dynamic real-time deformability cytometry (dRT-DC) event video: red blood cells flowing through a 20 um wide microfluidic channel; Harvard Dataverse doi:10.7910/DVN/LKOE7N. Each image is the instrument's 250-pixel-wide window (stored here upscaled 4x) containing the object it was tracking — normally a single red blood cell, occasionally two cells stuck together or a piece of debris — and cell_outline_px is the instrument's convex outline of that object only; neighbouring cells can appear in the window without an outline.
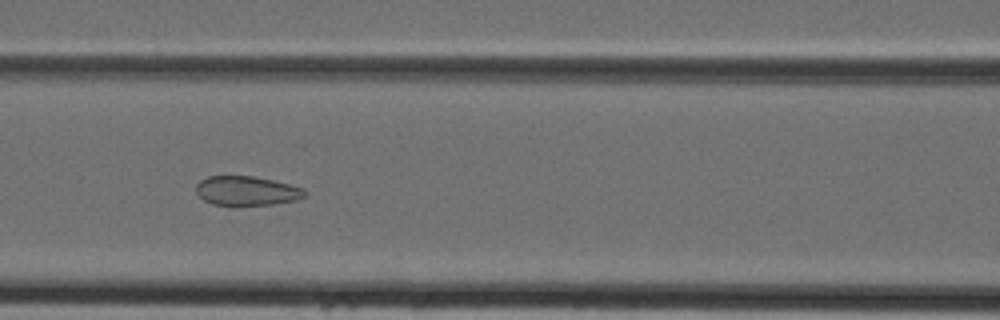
{"species": "Egyptian fruit bat (a non-hibernating species)", "species_latin": "Rousettus aegyptiacus", "temperature_condition": "cold", "stored_images_in_passage": 38, "camera_frame_rate_fps": 3000, "um_per_image_px": 0.085, "animal": {"sex": "female"}, "frame": {"image": 1, "passage_image": 13, "time_ms": 4.0, "image_size_px": [1000, 320], "cell_outline_px": [[308, 192], [304, 196], [296, 200], [272, 204], [212, 204], [204, 200], [196, 192], [196, 184], [200, 180], [208, 176], [252, 176], [272, 180], [304, 188]], "centroid_in_image_um": [20.97, 16.2], "position_along_channel_um": 145.6, "area_um2": 18.26}}
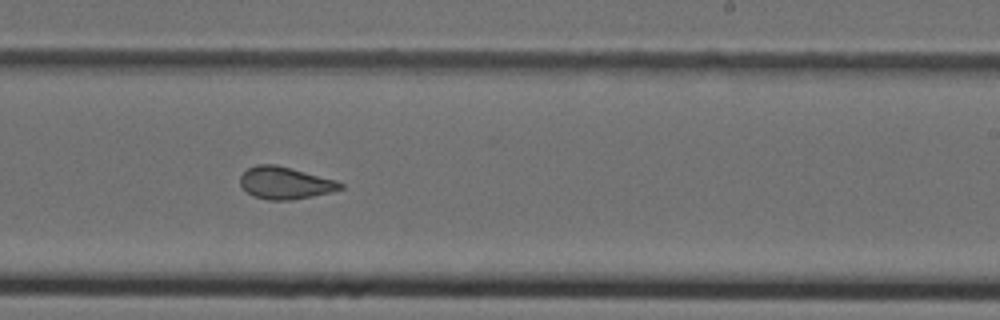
{"frame": {"image": 2, "passage_image": 21, "time_ms": 6.667, "image_size_px": [1000, 320], "cell_outline_px": [[344, 188], [332, 192], [292, 200], [268, 200], [252, 196], [240, 184], [240, 176], [248, 168], [256, 164], [276, 164], [336, 180], [344, 184]], "centroid_in_image_um": [24.24, 15.55], "position_along_channel_um": 264.8, "area_um2": 18.84}}
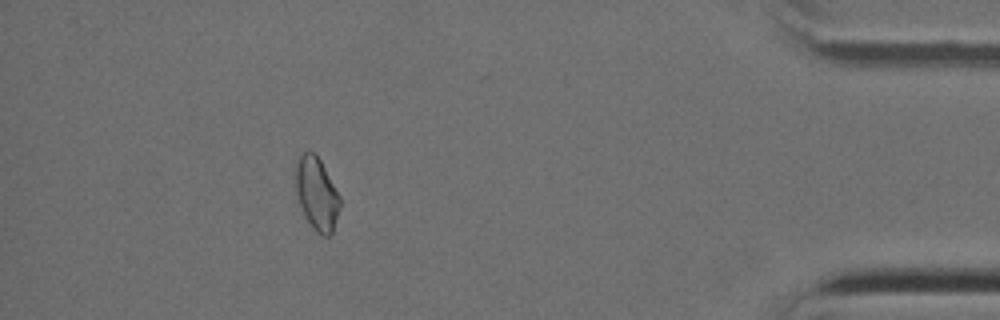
{"frame": {"image": 3, "passage_image": 34, "time_ms": 11.0, "image_size_px": [1000, 320], "cell_outline_px": [[340, 204], [332, 232], [328, 236], [320, 236], [312, 228], [300, 204], [296, 192], [296, 164], [300, 156], [308, 148], [320, 160], [340, 196]], "centroid_in_image_um": [26.92, 16.46], "position_along_channel_um": 408.3, "area_um2": 18.38}}